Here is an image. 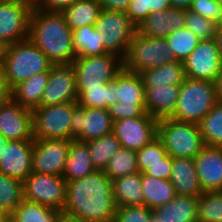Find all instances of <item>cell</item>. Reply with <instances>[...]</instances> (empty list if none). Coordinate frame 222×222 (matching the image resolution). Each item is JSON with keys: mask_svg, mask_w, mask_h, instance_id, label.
I'll list each match as a JSON object with an SVG mask.
<instances>
[{"mask_svg": "<svg viewBox=\"0 0 222 222\" xmlns=\"http://www.w3.org/2000/svg\"><path fill=\"white\" fill-rule=\"evenodd\" d=\"M116 209L112 180L104 171L67 181L63 212L87 222H114Z\"/></svg>", "mask_w": 222, "mask_h": 222, "instance_id": "obj_1", "label": "cell"}, {"mask_svg": "<svg viewBox=\"0 0 222 222\" xmlns=\"http://www.w3.org/2000/svg\"><path fill=\"white\" fill-rule=\"evenodd\" d=\"M28 39L54 64H72L77 55L73 46L72 30L62 12L39 9L34 5Z\"/></svg>", "mask_w": 222, "mask_h": 222, "instance_id": "obj_2", "label": "cell"}, {"mask_svg": "<svg viewBox=\"0 0 222 222\" xmlns=\"http://www.w3.org/2000/svg\"><path fill=\"white\" fill-rule=\"evenodd\" d=\"M3 63L6 81L11 89L31 76L49 72L54 65L29 39L8 45Z\"/></svg>", "mask_w": 222, "mask_h": 222, "instance_id": "obj_3", "label": "cell"}, {"mask_svg": "<svg viewBox=\"0 0 222 222\" xmlns=\"http://www.w3.org/2000/svg\"><path fill=\"white\" fill-rule=\"evenodd\" d=\"M218 102L214 82L185 78L173 115L177 121L198 124Z\"/></svg>", "mask_w": 222, "mask_h": 222, "instance_id": "obj_4", "label": "cell"}, {"mask_svg": "<svg viewBox=\"0 0 222 222\" xmlns=\"http://www.w3.org/2000/svg\"><path fill=\"white\" fill-rule=\"evenodd\" d=\"M157 137L172 158L194 159L205 146L198 124L172 118L158 120Z\"/></svg>", "mask_w": 222, "mask_h": 222, "instance_id": "obj_5", "label": "cell"}, {"mask_svg": "<svg viewBox=\"0 0 222 222\" xmlns=\"http://www.w3.org/2000/svg\"><path fill=\"white\" fill-rule=\"evenodd\" d=\"M123 68L138 73L176 61L165 38H151L136 32L122 59Z\"/></svg>", "mask_w": 222, "mask_h": 222, "instance_id": "obj_6", "label": "cell"}, {"mask_svg": "<svg viewBox=\"0 0 222 222\" xmlns=\"http://www.w3.org/2000/svg\"><path fill=\"white\" fill-rule=\"evenodd\" d=\"M77 89L105 86L122 70L123 61L113 53L101 56H77L74 62Z\"/></svg>", "mask_w": 222, "mask_h": 222, "instance_id": "obj_7", "label": "cell"}, {"mask_svg": "<svg viewBox=\"0 0 222 222\" xmlns=\"http://www.w3.org/2000/svg\"><path fill=\"white\" fill-rule=\"evenodd\" d=\"M94 28L105 37L104 48L108 53L123 59L131 39L137 32V26L126 12L101 9Z\"/></svg>", "mask_w": 222, "mask_h": 222, "instance_id": "obj_8", "label": "cell"}, {"mask_svg": "<svg viewBox=\"0 0 222 222\" xmlns=\"http://www.w3.org/2000/svg\"><path fill=\"white\" fill-rule=\"evenodd\" d=\"M74 102L38 106L32 110L34 139L71 141V119Z\"/></svg>", "mask_w": 222, "mask_h": 222, "instance_id": "obj_9", "label": "cell"}, {"mask_svg": "<svg viewBox=\"0 0 222 222\" xmlns=\"http://www.w3.org/2000/svg\"><path fill=\"white\" fill-rule=\"evenodd\" d=\"M67 180L63 176L31 172L23 181L24 199L62 211L66 202Z\"/></svg>", "mask_w": 222, "mask_h": 222, "instance_id": "obj_10", "label": "cell"}, {"mask_svg": "<svg viewBox=\"0 0 222 222\" xmlns=\"http://www.w3.org/2000/svg\"><path fill=\"white\" fill-rule=\"evenodd\" d=\"M114 121L108 109L82 107L74 102L71 119V140H95L113 132Z\"/></svg>", "mask_w": 222, "mask_h": 222, "instance_id": "obj_11", "label": "cell"}, {"mask_svg": "<svg viewBox=\"0 0 222 222\" xmlns=\"http://www.w3.org/2000/svg\"><path fill=\"white\" fill-rule=\"evenodd\" d=\"M34 0L0 1V40L10 45L28 39Z\"/></svg>", "mask_w": 222, "mask_h": 222, "instance_id": "obj_12", "label": "cell"}, {"mask_svg": "<svg viewBox=\"0 0 222 222\" xmlns=\"http://www.w3.org/2000/svg\"><path fill=\"white\" fill-rule=\"evenodd\" d=\"M183 65L187 78L214 82L222 69L216 39L201 40Z\"/></svg>", "mask_w": 222, "mask_h": 222, "instance_id": "obj_13", "label": "cell"}, {"mask_svg": "<svg viewBox=\"0 0 222 222\" xmlns=\"http://www.w3.org/2000/svg\"><path fill=\"white\" fill-rule=\"evenodd\" d=\"M70 140L34 139L32 172L62 176Z\"/></svg>", "mask_w": 222, "mask_h": 222, "instance_id": "obj_14", "label": "cell"}, {"mask_svg": "<svg viewBox=\"0 0 222 222\" xmlns=\"http://www.w3.org/2000/svg\"><path fill=\"white\" fill-rule=\"evenodd\" d=\"M157 123V119L145 112L141 117L114 121L113 133L121 147L139 151L157 137Z\"/></svg>", "mask_w": 222, "mask_h": 222, "instance_id": "obj_15", "label": "cell"}, {"mask_svg": "<svg viewBox=\"0 0 222 222\" xmlns=\"http://www.w3.org/2000/svg\"><path fill=\"white\" fill-rule=\"evenodd\" d=\"M0 135L7 141H34L32 110L12 98L0 102Z\"/></svg>", "mask_w": 222, "mask_h": 222, "instance_id": "obj_16", "label": "cell"}, {"mask_svg": "<svg viewBox=\"0 0 222 222\" xmlns=\"http://www.w3.org/2000/svg\"><path fill=\"white\" fill-rule=\"evenodd\" d=\"M78 92L73 64L53 65L42 94L40 106L77 102Z\"/></svg>", "mask_w": 222, "mask_h": 222, "instance_id": "obj_17", "label": "cell"}, {"mask_svg": "<svg viewBox=\"0 0 222 222\" xmlns=\"http://www.w3.org/2000/svg\"><path fill=\"white\" fill-rule=\"evenodd\" d=\"M34 141H8L0 155V172L24 181L32 172Z\"/></svg>", "mask_w": 222, "mask_h": 222, "instance_id": "obj_18", "label": "cell"}, {"mask_svg": "<svg viewBox=\"0 0 222 222\" xmlns=\"http://www.w3.org/2000/svg\"><path fill=\"white\" fill-rule=\"evenodd\" d=\"M194 162L203 192L222 191V147L205 145Z\"/></svg>", "mask_w": 222, "mask_h": 222, "instance_id": "obj_19", "label": "cell"}, {"mask_svg": "<svg viewBox=\"0 0 222 222\" xmlns=\"http://www.w3.org/2000/svg\"><path fill=\"white\" fill-rule=\"evenodd\" d=\"M186 10L168 8L151 12L146 19L137 26V32L151 38H165L175 30L185 27Z\"/></svg>", "mask_w": 222, "mask_h": 222, "instance_id": "obj_20", "label": "cell"}, {"mask_svg": "<svg viewBox=\"0 0 222 222\" xmlns=\"http://www.w3.org/2000/svg\"><path fill=\"white\" fill-rule=\"evenodd\" d=\"M180 85L145 87V112L154 119L170 118L176 108Z\"/></svg>", "mask_w": 222, "mask_h": 222, "instance_id": "obj_21", "label": "cell"}, {"mask_svg": "<svg viewBox=\"0 0 222 222\" xmlns=\"http://www.w3.org/2000/svg\"><path fill=\"white\" fill-rule=\"evenodd\" d=\"M169 180L174 186L176 195L199 197L203 193L192 158H173Z\"/></svg>", "mask_w": 222, "mask_h": 222, "instance_id": "obj_22", "label": "cell"}, {"mask_svg": "<svg viewBox=\"0 0 222 222\" xmlns=\"http://www.w3.org/2000/svg\"><path fill=\"white\" fill-rule=\"evenodd\" d=\"M198 197L176 195L169 203L153 210L161 222H198Z\"/></svg>", "mask_w": 222, "mask_h": 222, "instance_id": "obj_23", "label": "cell"}, {"mask_svg": "<svg viewBox=\"0 0 222 222\" xmlns=\"http://www.w3.org/2000/svg\"><path fill=\"white\" fill-rule=\"evenodd\" d=\"M94 171L87 143L71 140L62 176L71 181L86 177Z\"/></svg>", "mask_w": 222, "mask_h": 222, "instance_id": "obj_24", "label": "cell"}, {"mask_svg": "<svg viewBox=\"0 0 222 222\" xmlns=\"http://www.w3.org/2000/svg\"><path fill=\"white\" fill-rule=\"evenodd\" d=\"M48 77L49 72H43L18 83L11 89V98L22 107L35 109L40 106Z\"/></svg>", "mask_w": 222, "mask_h": 222, "instance_id": "obj_25", "label": "cell"}, {"mask_svg": "<svg viewBox=\"0 0 222 222\" xmlns=\"http://www.w3.org/2000/svg\"><path fill=\"white\" fill-rule=\"evenodd\" d=\"M112 187L117 207L144 205L140 172L112 180Z\"/></svg>", "mask_w": 222, "mask_h": 222, "instance_id": "obj_26", "label": "cell"}, {"mask_svg": "<svg viewBox=\"0 0 222 222\" xmlns=\"http://www.w3.org/2000/svg\"><path fill=\"white\" fill-rule=\"evenodd\" d=\"M141 183L144 205L149 209L155 210L159 206H164L176 196L170 180L159 179L142 173Z\"/></svg>", "mask_w": 222, "mask_h": 222, "instance_id": "obj_27", "label": "cell"}, {"mask_svg": "<svg viewBox=\"0 0 222 222\" xmlns=\"http://www.w3.org/2000/svg\"><path fill=\"white\" fill-rule=\"evenodd\" d=\"M144 87L181 85L185 76L183 62L173 61L140 73Z\"/></svg>", "mask_w": 222, "mask_h": 222, "instance_id": "obj_28", "label": "cell"}, {"mask_svg": "<svg viewBox=\"0 0 222 222\" xmlns=\"http://www.w3.org/2000/svg\"><path fill=\"white\" fill-rule=\"evenodd\" d=\"M72 35L77 56H101L108 53L104 48L105 37L94 25L79 27L72 31Z\"/></svg>", "mask_w": 222, "mask_h": 222, "instance_id": "obj_29", "label": "cell"}, {"mask_svg": "<svg viewBox=\"0 0 222 222\" xmlns=\"http://www.w3.org/2000/svg\"><path fill=\"white\" fill-rule=\"evenodd\" d=\"M117 99L125 104H145L146 93L142 78L122 68L117 74Z\"/></svg>", "mask_w": 222, "mask_h": 222, "instance_id": "obj_30", "label": "cell"}, {"mask_svg": "<svg viewBox=\"0 0 222 222\" xmlns=\"http://www.w3.org/2000/svg\"><path fill=\"white\" fill-rule=\"evenodd\" d=\"M117 90L116 75L115 79L107 82L105 86L77 89V104L82 107L108 109L111 105L119 101L116 96Z\"/></svg>", "mask_w": 222, "mask_h": 222, "instance_id": "obj_31", "label": "cell"}, {"mask_svg": "<svg viewBox=\"0 0 222 222\" xmlns=\"http://www.w3.org/2000/svg\"><path fill=\"white\" fill-rule=\"evenodd\" d=\"M100 11V5L96 0H76L62 13L65 22L73 31L79 27L94 25Z\"/></svg>", "mask_w": 222, "mask_h": 222, "instance_id": "obj_32", "label": "cell"}, {"mask_svg": "<svg viewBox=\"0 0 222 222\" xmlns=\"http://www.w3.org/2000/svg\"><path fill=\"white\" fill-rule=\"evenodd\" d=\"M60 210L23 199L20 205L9 214L11 222H57Z\"/></svg>", "mask_w": 222, "mask_h": 222, "instance_id": "obj_33", "label": "cell"}, {"mask_svg": "<svg viewBox=\"0 0 222 222\" xmlns=\"http://www.w3.org/2000/svg\"><path fill=\"white\" fill-rule=\"evenodd\" d=\"M86 143L93 168L97 171H104L109 160L121 148L120 142L113 132Z\"/></svg>", "mask_w": 222, "mask_h": 222, "instance_id": "obj_34", "label": "cell"}, {"mask_svg": "<svg viewBox=\"0 0 222 222\" xmlns=\"http://www.w3.org/2000/svg\"><path fill=\"white\" fill-rule=\"evenodd\" d=\"M198 125L205 145L222 147V102H217Z\"/></svg>", "mask_w": 222, "mask_h": 222, "instance_id": "obj_35", "label": "cell"}, {"mask_svg": "<svg viewBox=\"0 0 222 222\" xmlns=\"http://www.w3.org/2000/svg\"><path fill=\"white\" fill-rule=\"evenodd\" d=\"M137 172L139 169L136 151L124 147L112 156L104 170L105 175L111 180Z\"/></svg>", "mask_w": 222, "mask_h": 222, "instance_id": "obj_36", "label": "cell"}, {"mask_svg": "<svg viewBox=\"0 0 222 222\" xmlns=\"http://www.w3.org/2000/svg\"><path fill=\"white\" fill-rule=\"evenodd\" d=\"M23 199V181L0 172V209L10 214Z\"/></svg>", "mask_w": 222, "mask_h": 222, "instance_id": "obj_37", "label": "cell"}, {"mask_svg": "<svg viewBox=\"0 0 222 222\" xmlns=\"http://www.w3.org/2000/svg\"><path fill=\"white\" fill-rule=\"evenodd\" d=\"M176 61L183 62L201 41L191 30L183 27L165 37Z\"/></svg>", "mask_w": 222, "mask_h": 222, "instance_id": "obj_38", "label": "cell"}, {"mask_svg": "<svg viewBox=\"0 0 222 222\" xmlns=\"http://www.w3.org/2000/svg\"><path fill=\"white\" fill-rule=\"evenodd\" d=\"M198 222H222V191L203 192L197 201Z\"/></svg>", "mask_w": 222, "mask_h": 222, "instance_id": "obj_39", "label": "cell"}, {"mask_svg": "<svg viewBox=\"0 0 222 222\" xmlns=\"http://www.w3.org/2000/svg\"><path fill=\"white\" fill-rule=\"evenodd\" d=\"M139 172L145 173L151 166L165 164L167 151L162 141L156 137L142 149L136 151Z\"/></svg>", "mask_w": 222, "mask_h": 222, "instance_id": "obj_40", "label": "cell"}, {"mask_svg": "<svg viewBox=\"0 0 222 222\" xmlns=\"http://www.w3.org/2000/svg\"><path fill=\"white\" fill-rule=\"evenodd\" d=\"M170 8L169 0H131L126 14L139 26L151 12Z\"/></svg>", "mask_w": 222, "mask_h": 222, "instance_id": "obj_41", "label": "cell"}, {"mask_svg": "<svg viewBox=\"0 0 222 222\" xmlns=\"http://www.w3.org/2000/svg\"><path fill=\"white\" fill-rule=\"evenodd\" d=\"M185 27L191 30L201 40H213L216 38L218 24L204 18L198 13L186 10Z\"/></svg>", "mask_w": 222, "mask_h": 222, "instance_id": "obj_42", "label": "cell"}, {"mask_svg": "<svg viewBox=\"0 0 222 222\" xmlns=\"http://www.w3.org/2000/svg\"><path fill=\"white\" fill-rule=\"evenodd\" d=\"M154 218L152 209L145 205L117 207L114 222H151Z\"/></svg>", "mask_w": 222, "mask_h": 222, "instance_id": "obj_43", "label": "cell"}, {"mask_svg": "<svg viewBox=\"0 0 222 222\" xmlns=\"http://www.w3.org/2000/svg\"><path fill=\"white\" fill-rule=\"evenodd\" d=\"M189 10L218 25L222 23V6L216 0H193Z\"/></svg>", "mask_w": 222, "mask_h": 222, "instance_id": "obj_44", "label": "cell"}, {"mask_svg": "<svg viewBox=\"0 0 222 222\" xmlns=\"http://www.w3.org/2000/svg\"><path fill=\"white\" fill-rule=\"evenodd\" d=\"M113 121L141 117L145 113V104H125L120 100L108 108Z\"/></svg>", "mask_w": 222, "mask_h": 222, "instance_id": "obj_45", "label": "cell"}, {"mask_svg": "<svg viewBox=\"0 0 222 222\" xmlns=\"http://www.w3.org/2000/svg\"><path fill=\"white\" fill-rule=\"evenodd\" d=\"M173 166V158L170 155L165 156V164H156L151 166L145 173L159 179L169 180Z\"/></svg>", "mask_w": 222, "mask_h": 222, "instance_id": "obj_46", "label": "cell"}, {"mask_svg": "<svg viewBox=\"0 0 222 222\" xmlns=\"http://www.w3.org/2000/svg\"><path fill=\"white\" fill-rule=\"evenodd\" d=\"M35 5L42 10L63 12L76 0H34Z\"/></svg>", "mask_w": 222, "mask_h": 222, "instance_id": "obj_47", "label": "cell"}, {"mask_svg": "<svg viewBox=\"0 0 222 222\" xmlns=\"http://www.w3.org/2000/svg\"><path fill=\"white\" fill-rule=\"evenodd\" d=\"M101 9L126 12L131 0H96Z\"/></svg>", "mask_w": 222, "mask_h": 222, "instance_id": "obj_48", "label": "cell"}, {"mask_svg": "<svg viewBox=\"0 0 222 222\" xmlns=\"http://www.w3.org/2000/svg\"><path fill=\"white\" fill-rule=\"evenodd\" d=\"M11 98V88L6 81L4 63L0 62V102Z\"/></svg>", "mask_w": 222, "mask_h": 222, "instance_id": "obj_49", "label": "cell"}, {"mask_svg": "<svg viewBox=\"0 0 222 222\" xmlns=\"http://www.w3.org/2000/svg\"><path fill=\"white\" fill-rule=\"evenodd\" d=\"M170 7L175 9L189 10L193 0H169Z\"/></svg>", "mask_w": 222, "mask_h": 222, "instance_id": "obj_50", "label": "cell"}, {"mask_svg": "<svg viewBox=\"0 0 222 222\" xmlns=\"http://www.w3.org/2000/svg\"><path fill=\"white\" fill-rule=\"evenodd\" d=\"M57 222H87V221H85L80 217L61 211Z\"/></svg>", "mask_w": 222, "mask_h": 222, "instance_id": "obj_51", "label": "cell"}, {"mask_svg": "<svg viewBox=\"0 0 222 222\" xmlns=\"http://www.w3.org/2000/svg\"><path fill=\"white\" fill-rule=\"evenodd\" d=\"M214 87L218 102H222V69L217 78L214 80Z\"/></svg>", "mask_w": 222, "mask_h": 222, "instance_id": "obj_52", "label": "cell"}, {"mask_svg": "<svg viewBox=\"0 0 222 222\" xmlns=\"http://www.w3.org/2000/svg\"><path fill=\"white\" fill-rule=\"evenodd\" d=\"M215 39H216L217 46H218L219 53H220V57L222 60V27L217 28V33H216Z\"/></svg>", "mask_w": 222, "mask_h": 222, "instance_id": "obj_53", "label": "cell"}, {"mask_svg": "<svg viewBox=\"0 0 222 222\" xmlns=\"http://www.w3.org/2000/svg\"><path fill=\"white\" fill-rule=\"evenodd\" d=\"M8 44L0 40V62H3L6 57Z\"/></svg>", "mask_w": 222, "mask_h": 222, "instance_id": "obj_54", "label": "cell"}, {"mask_svg": "<svg viewBox=\"0 0 222 222\" xmlns=\"http://www.w3.org/2000/svg\"><path fill=\"white\" fill-rule=\"evenodd\" d=\"M7 142L8 141L0 135V155H1L2 150L5 148V145Z\"/></svg>", "mask_w": 222, "mask_h": 222, "instance_id": "obj_55", "label": "cell"}, {"mask_svg": "<svg viewBox=\"0 0 222 222\" xmlns=\"http://www.w3.org/2000/svg\"><path fill=\"white\" fill-rule=\"evenodd\" d=\"M0 218H9V214L3 212V211L0 209Z\"/></svg>", "mask_w": 222, "mask_h": 222, "instance_id": "obj_56", "label": "cell"}, {"mask_svg": "<svg viewBox=\"0 0 222 222\" xmlns=\"http://www.w3.org/2000/svg\"><path fill=\"white\" fill-rule=\"evenodd\" d=\"M9 218H0V222H8Z\"/></svg>", "mask_w": 222, "mask_h": 222, "instance_id": "obj_57", "label": "cell"}, {"mask_svg": "<svg viewBox=\"0 0 222 222\" xmlns=\"http://www.w3.org/2000/svg\"><path fill=\"white\" fill-rule=\"evenodd\" d=\"M151 222H161V221L157 220V219L154 217Z\"/></svg>", "mask_w": 222, "mask_h": 222, "instance_id": "obj_58", "label": "cell"}, {"mask_svg": "<svg viewBox=\"0 0 222 222\" xmlns=\"http://www.w3.org/2000/svg\"><path fill=\"white\" fill-rule=\"evenodd\" d=\"M222 6V0H216Z\"/></svg>", "mask_w": 222, "mask_h": 222, "instance_id": "obj_59", "label": "cell"}, {"mask_svg": "<svg viewBox=\"0 0 222 222\" xmlns=\"http://www.w3.org/2000/svg\"><path fill=\"white\" fill-rule=\"evenodd\" d=\"M0 1H20V0H0Z\"/></svg>", "mask_w": 222, "mask_h": 222, "instance_id": "obj_60", "label": "cell"}]
</instances>
